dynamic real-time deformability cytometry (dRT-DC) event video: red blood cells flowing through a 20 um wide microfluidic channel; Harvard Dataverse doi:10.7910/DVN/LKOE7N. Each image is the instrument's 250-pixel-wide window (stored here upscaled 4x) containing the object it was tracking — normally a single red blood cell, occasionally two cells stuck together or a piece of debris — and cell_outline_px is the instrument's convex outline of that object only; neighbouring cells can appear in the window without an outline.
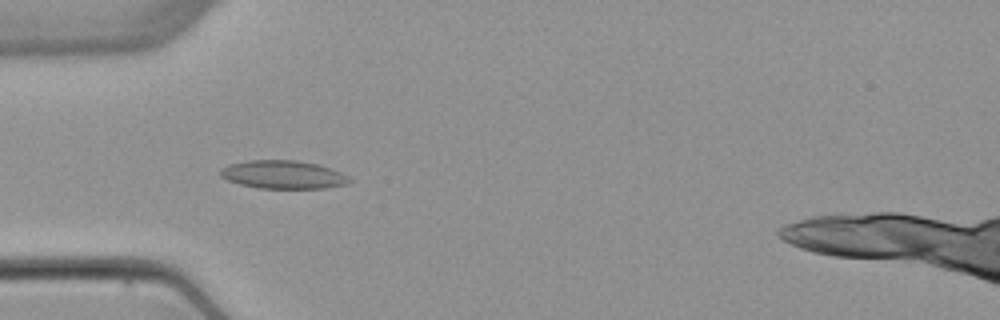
{"species": "common noctule bat (a hibernating species)", "species_latin": "Nyctalus noctula", "temperature_condition": "warm", "stored_images_in_passage": 4, "camera_frame_rate_fps": 3000, "um_per_image_px": 0.085, "animal": {"sex": "female", "body_mass_g": 22.7, "forearm_length_mm": 54.2}, "frame": {"image": 1, "passage_image": 3, "time_ms": 3.333, "image_size_px": [1000, 320], "cell_outline_px": [[352, 180], [348, 184], [324, 188], [260, 188], [240, 184], [228, 180], [220, 176], [220, 168], [228, 164], [248, 160], [296, 160], [316, 164], [332, 168], [348, 176]], "centroid_in_image_um": [24.06, 14.83], "position_along_channel_um": 60.9, "area_um2": 21.27}}
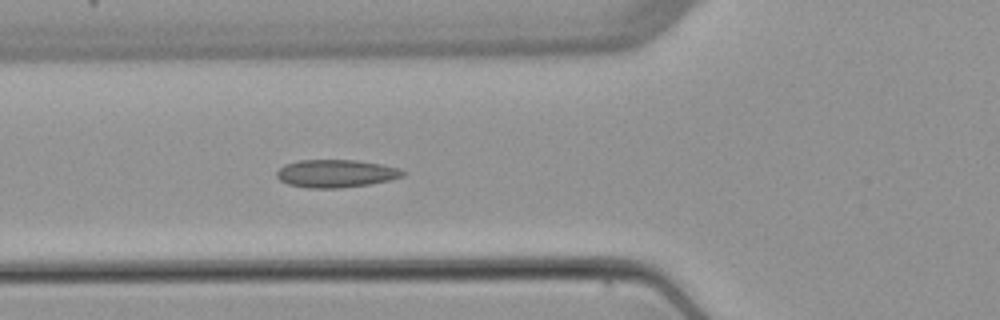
{"frame": {"image": 2, "passage_image": 4, "time_ms": 4.333, "image_size_px": [1000, 320], "cell_outline_px": [[408, 172], [404, 176], [388, 180], [368, 184], [340, 188], [308, 188], [288, 184], [280, 180], [276, 176], [276, 172], [284, 164], [300, 160], [356, 160], [380, 164], [400, 168]], "centroid_in_image_um": [28.56, 14.74], "position_along_channel_um": 97.2, "area_um2": 20.46}}